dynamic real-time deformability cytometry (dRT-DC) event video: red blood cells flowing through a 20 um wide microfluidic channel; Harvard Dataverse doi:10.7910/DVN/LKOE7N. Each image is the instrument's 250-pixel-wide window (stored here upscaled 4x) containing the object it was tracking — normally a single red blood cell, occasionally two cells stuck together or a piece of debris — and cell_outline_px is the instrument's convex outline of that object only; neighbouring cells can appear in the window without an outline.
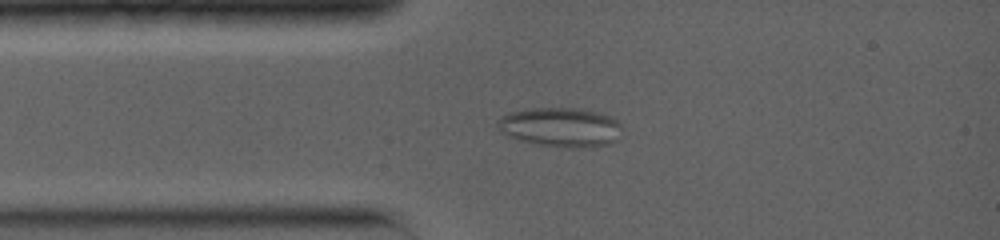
{"species": "common noctule bat (a hibernating species)", "species_latin": "Nyctalus noctula", "temperature_condition": "warm", "stored_images_in_passage": 52, "camera_frame_rate_fps": 5000, "um_per_image_px": 0.085, "animal": {"sex": "female", "body_mass_g": 19.0, "forearm_length_mm": 56.7}, "frame": {"image": 1, "passage_image": 8, "time_ms": 2.8, "image_size_px": [1000, 240], "cell_outline_px": [[620, 140], [608, 144], [584, 148], [568, 148], [532, 144], [508, 136], [500, 132], [496, 124], [500, 116], [512, 112], [532, 108], [580, 108], [612, 116], [620, 124]], "centroid_in_image_um": [47.65, 10.83], "position_along_channel_um": 37.3, "area_um2": 28.9}}
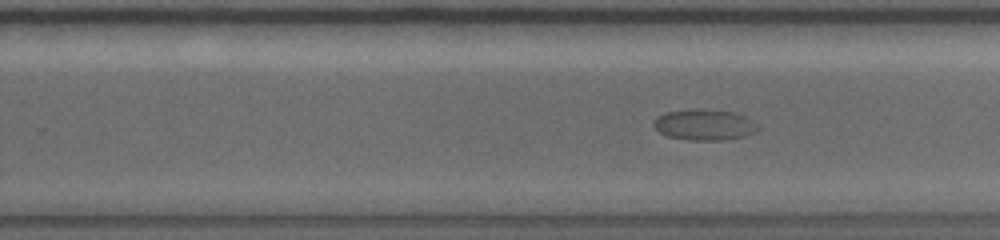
{"frame": {"image": 2, "passage_image": 33, "time_ms": 9.4, "image_size_px": [1000, 240], "cell_outline_px": [[760, 128], [756, 132], [744, 136], [724, 140], [692, 140], [668, 136], [660, 132], [652, 124], [656, 116], [664, 112], [696, 108], [736, 112], [752, 120]], "centroid_in_image_um": [59.87, 10.59], "position_along_channel_um": 269.9, "area_um2": 18.9}}
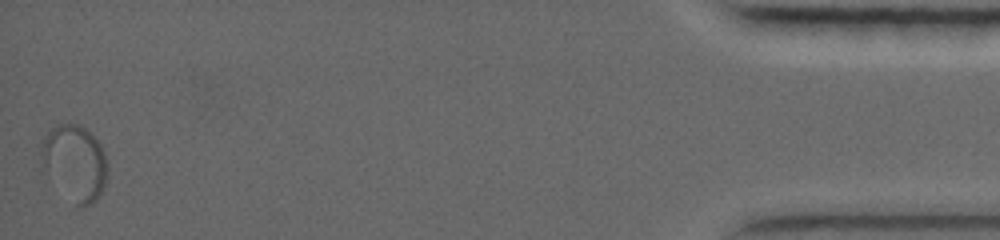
{"frame": {"image": 3, "passage_image": 52, "time_ms": 17.4, "image_size_px": [1000, 240], "cell_outline_px": [[108, 176], [96, 200], [92, 204], [84, 208], [80, 208], [76, 204], [44, 164], [40, 152], [40, 140], [52, 128], [60, 124], [80, 124], [100, 144], [104, 152], [108, 164]], "centroid_in_image_um": [6.41, 13.78], "position_along_channel_um": 428.8, "area_um2": 28.09}}